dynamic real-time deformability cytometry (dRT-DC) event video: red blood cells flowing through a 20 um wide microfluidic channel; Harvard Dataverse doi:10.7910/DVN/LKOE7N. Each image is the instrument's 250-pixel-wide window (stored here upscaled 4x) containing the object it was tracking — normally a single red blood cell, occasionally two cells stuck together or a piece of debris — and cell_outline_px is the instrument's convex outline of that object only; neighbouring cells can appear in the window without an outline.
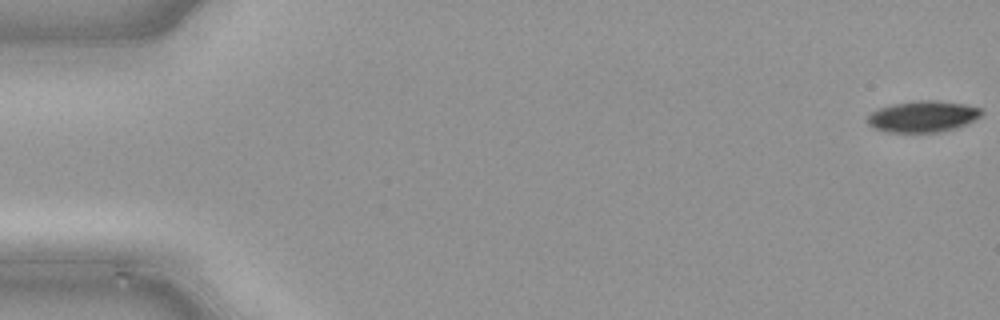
{"species": "common noctule bat (a hibernating species)", "species_latin": "Nyctalus noctula", "temperature_condition": "cold", "stored_images_in_passage": 10, "camera_frame_rate_fps": 3000, "um_per_image_px": 0.085, "animal": {"sex": "male", "body_mass_g": 21.5, "forearm_length_mm": 52.0}, "frame": {"image": 1, "passage_image": 1, "time_ms": 0.0, "image_size_px": [1000, 320], "cell_outline_px": [[984, 112], [980, 116], [956, 128], [940, 132], [888, 132], [872, 128], [868, 124], [868, 116], [872, 112], [880, 108], [892, 104], [916, 100], [932, 100], [964, 104], [980, 108]], "centroid_in_image_um": [78.42, 9.9], "position_along_channel_um": 6.6, "area_um2": 20.63}}